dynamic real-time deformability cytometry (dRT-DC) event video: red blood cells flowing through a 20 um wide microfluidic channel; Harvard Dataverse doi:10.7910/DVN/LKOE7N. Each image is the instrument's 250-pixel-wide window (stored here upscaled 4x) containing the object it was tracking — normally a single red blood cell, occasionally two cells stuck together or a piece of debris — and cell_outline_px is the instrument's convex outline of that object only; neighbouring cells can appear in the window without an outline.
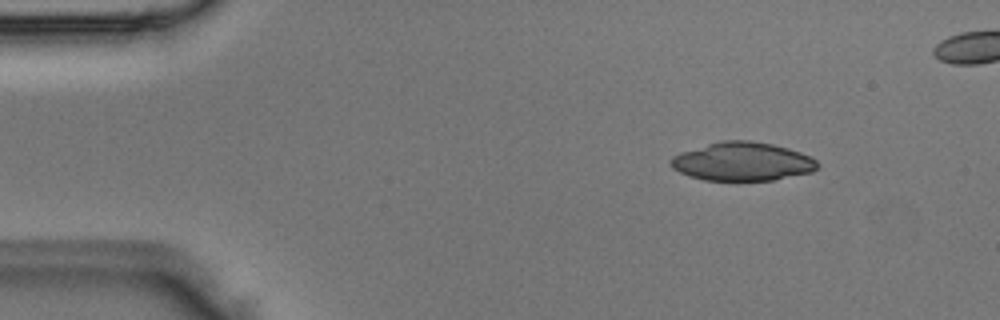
{"species": "Egyptian fruit bat (a non-hibernating species)", "species_latin": "Rousettus aegyptiacus", "temperature_condition": "room temperature", "stored_images_in_passage": 4, "camera_frame_rate_fps": 3000, "um_per_image_px": 0.085, "animal": {"sex": "male"}, "frame": {"image": 1, "passage_image": 1, "time_ms": 0.0, "image_size_px": [1000, 320], "cell_outline_px": [[820, 164], [812, 172], [776, 180], [704, 180], [688, 176], [672, 168], [668, 160], [672, 156], [680, 152], [720, 140], [752, 140], [772, 144], [788, 148], [800, 152], [816, 160]], "centroid_in_image_um": [63.08, 13.73], "position_along_channel_um": 21.9, "area_um2": 33.18}}